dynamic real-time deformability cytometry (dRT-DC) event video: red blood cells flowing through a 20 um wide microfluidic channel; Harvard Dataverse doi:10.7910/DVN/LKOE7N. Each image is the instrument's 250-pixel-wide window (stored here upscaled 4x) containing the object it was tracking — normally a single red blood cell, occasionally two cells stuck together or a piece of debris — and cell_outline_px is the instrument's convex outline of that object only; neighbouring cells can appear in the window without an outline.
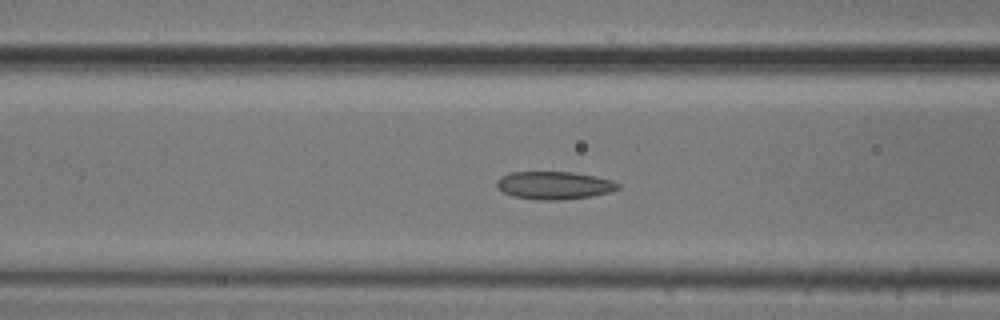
{"species": "common noctule bat (a hibernating species)", "species_latin": "Nyctalus noctula", "temperature_condition": "cold", "stored_images_in_passage": 55, "camera_frame_rate_fps": 3000, "um_per_image_px": 0.085, "animal": {"sex": "male", "body_mass_g": 20.5, "forearm_length_mm": 52.5}, "frame": {"image": 1, "passage_image": 21, "time_ms": 6.667, "image_size_px": [1000, 320], "cell_outline_px": [[620, 188], [612, 192], [592, 196], [560, 200], [544, 200], [512, 196], [504, 192], [496, 184], [496, 180], [500, 176], [512, 172], [572, 172], [596, 176], [612, 180], [620, 184]], "centroid_in_image_um": [47.15, 15.75], "position_along_channel_um": 119.5, "area_um2": 19.71}}
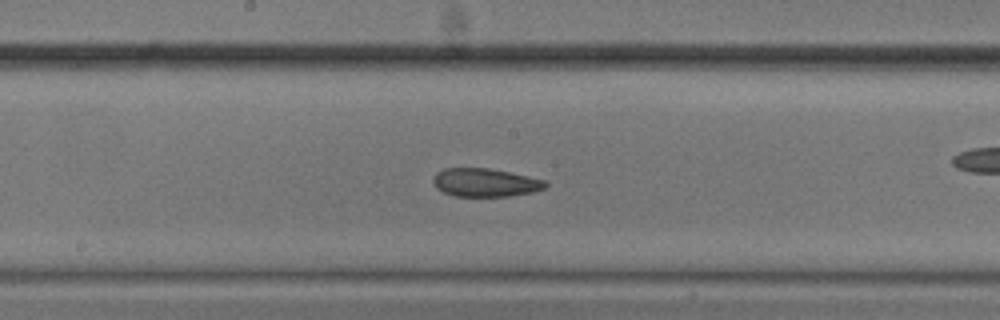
{"frame": {"image": 2, "passage_image": 28, "time_ms": 9.0, "image_size_px": [1000, 320], "cell_outline_px": [[548, 184], [544, 188], [532, 192], [508, 196], [456, 196], [444, 192], [436, 188], [432, 180], [436, 172], [444, 168], [488, 168], [528, 176], [544, 180]], "centroid_in_image_um": [41.21, 15.51], "position_along_channel_um": 207.0, "area_um2": 18.38}}
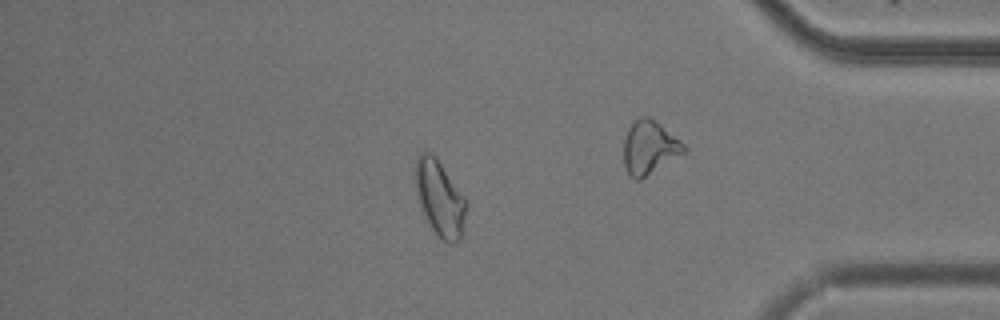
{"frame": {"image": 3, "passage_image": 46, "time_ms": 15.0, "image_size_px": [1000, 320], "cell_outline_px": [[464, 216], [460, 240], [452, 244], [448, 244], [432, 228], [424, 212], [416, 188], [416, 156], [420, 152], [428, 152], [436, 156], [464, 196]], "centroid_in_image_um": [37.38, 16.8], "position_along_channel_um": 397.8, "area_um2": 21.44}, "authors_computed_cell_mechanics": {"area_um2": 21.0392, "velocity_mm_per_s": 3.732, "shape_relaxation_time_tau1_ms": null, "shape_relaxation_time_tau2_ms": 2.0732, "deformation_change_tau1": null, "deformation_change_tau2": 0.0668}}